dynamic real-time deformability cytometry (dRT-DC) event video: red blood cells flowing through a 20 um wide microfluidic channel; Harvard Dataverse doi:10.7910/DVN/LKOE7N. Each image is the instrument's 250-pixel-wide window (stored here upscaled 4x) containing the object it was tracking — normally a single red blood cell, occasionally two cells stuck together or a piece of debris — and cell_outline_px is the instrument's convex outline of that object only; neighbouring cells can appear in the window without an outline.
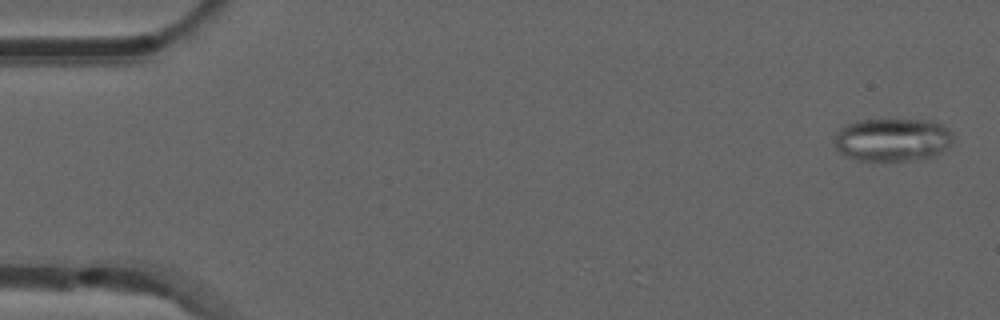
{"species": "common noctule bat (a hibernating species)", "species_latin": "Nyctalus noctula", "temperature_condition": "room temperature", "stored_images_in_passage": 8, "camera_frame_rate_fps": 3000, "um_per_image_px": 0.085, "animal": {"sex": "male", "forearm_length_mm": 52.5}, "frame": {"image": 1, "passage_image": 2, "time_ms": 0.333, "image_size_px": [1000, 320], "cell_outline_px": [[952, 140], [940, 152], [932, 156], [908, 160], [860, 160], [848, 156], [840, 152], [836, 148], [836, 132], [840, 128], [856, 120], [932, 120], [948, 128], [952, 136]], "centroid_in_image_um": [75.84, 11.85], "position_along_channel_um": 9.2, "area_um2": 29.25}}